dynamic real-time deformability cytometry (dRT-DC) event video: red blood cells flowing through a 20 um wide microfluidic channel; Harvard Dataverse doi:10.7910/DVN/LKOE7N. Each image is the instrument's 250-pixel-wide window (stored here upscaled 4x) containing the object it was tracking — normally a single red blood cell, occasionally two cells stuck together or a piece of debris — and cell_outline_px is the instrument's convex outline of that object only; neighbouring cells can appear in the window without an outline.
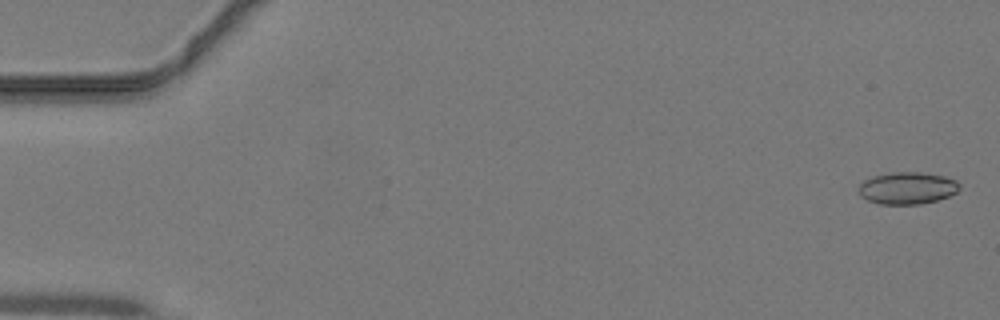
{"species": "common noctule bat (a hibernating species)", "species_latin": "Nyctalus noctula", "temperature_condition": "warm", "stored_images_in_passage": 44, "camera_frame_rate_fps": 3000, "um_per_image_px": 0.085, "animal": {"sex": "male", "body_mass_g": 19.2, "forearm_length_mm": 51.8}, "frame": {"image": 1, "passage_image": 1, "time_ms": 0.0, "image_size_px": [1000, 320], "cell_outline_px": [[960, 188], [956, 192], [948, 196], [936, 200], [920, 204], [880, 204], [868, 200], [860, 196], [860, 184], [864, 180], [872, 176], [892, 172], [924, 172], [944, 176], [956, 180], [960, 184]], "centroid_in_image_um": [77.13, 15.98], "position_along_channel_um": 7.9, "area_um2": 18.84}}
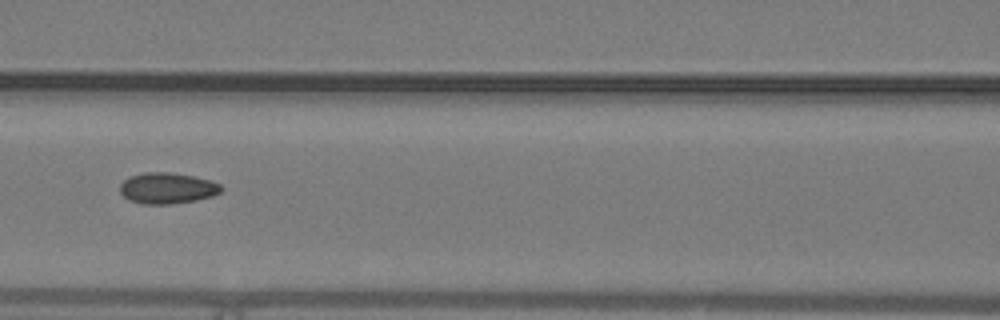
{"frame": {"image": 2, "passage_image": 20, "time_ms": 6.333, "image_size_px": [1000, 320], "cell_outline_px": [[224, 188], [220, 192], [212, 196], [196, 200], [172, 204], [140, 204], [128, 200], [120, 192], [120, 184], [124, 180], [132, 176], [144, 172], [168, 172], [192, 176], [208, 180], [220, 184]], "centroid_in_image_um": [14.2, 16.01], "position_along_channel_um": 152.4, "area_um2": 18.26}}
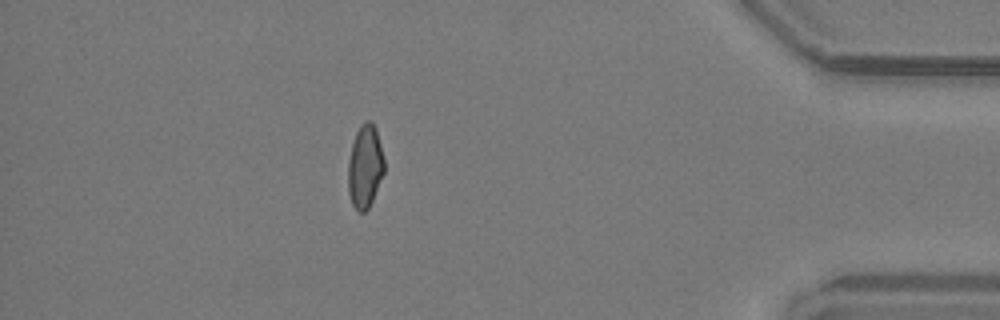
{"frame": {"image": 3, "passage_image": 39, "time_ms": 12.667, "image_size_px": [1000, 320], "cell_outline_px": [[384, 172], [372, 200], [368, 208], [364, 212], [360, 212], [352, 204], [348, 192], [348, 160], [352, 144], [356, 132], [360, 124], [364, 120], [372, 120], [376, 128], [384, 160]], "centroid_in_image_um": [31.02, 14.11], "position_along_channel_um": 404.2, "area_um2": 17.51}}